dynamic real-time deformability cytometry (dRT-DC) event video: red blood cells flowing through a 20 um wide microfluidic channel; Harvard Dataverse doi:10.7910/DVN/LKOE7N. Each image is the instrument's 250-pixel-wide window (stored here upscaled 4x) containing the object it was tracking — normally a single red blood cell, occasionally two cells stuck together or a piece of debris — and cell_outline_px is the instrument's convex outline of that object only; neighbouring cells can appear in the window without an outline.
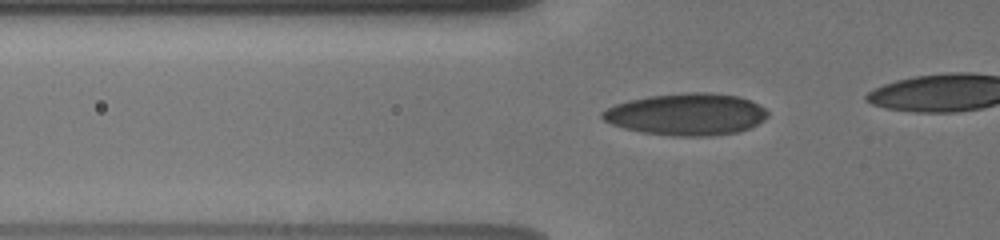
{"species": "human", "species_latin": "Homo sapiens", "temperature_condition": "cold", "stored_images_in_passage": 39, "camera_frame_rate_fps": 3000, "um_per_image_px": 0.085, "donor": {"sex": "male"}, "frame": {"image": 1, "passage_image": 13, "time_ms": 4.333, "image_size_px": [1000, 240], "cell_outline_px": [[768, 116], [764, 120], [748, 128], [736, 132], [708, 136], [672, 136], [640, 132], [624, 128], [612, 124], [604, 120], [600, 116], [600, 112], [616, 104], [628, 100], [648, 96], [684, 92], [708, 92], [740, 96], [752, 100], [764, 108], [768, 112]], "centroid_in_image_um": [58.34, 9.7], "position_along_channel_um": 67.5, "area_um2": 40.58}}
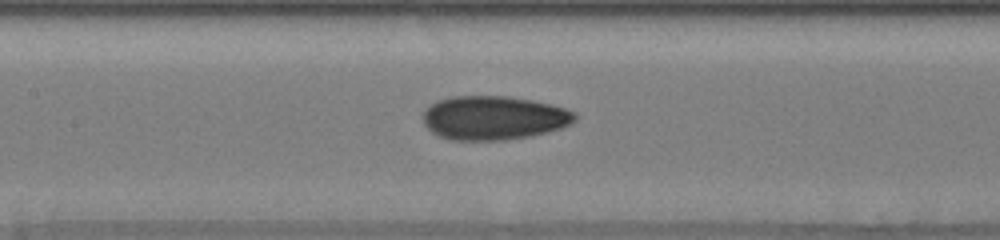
{"frame": {"image": 2, "passage_image": 21, "time_ms": 7.0, "image_size_px": [1000, 240], "cell_outline_px": [[576, 120], [572, 124], [548, 132], [532, 136], [504, 140], [452, 140], [440, 136], [432, 132], [424, 124], [424, 108], [428, 104], [436, 100], [452, 96], [508, 96], [532, 100], [552, 104], [576, 112]], "centroid_in_image_um": [41.97, 10.01], "position_along_channel_um": 165.4, "area_um2": 39.25}}
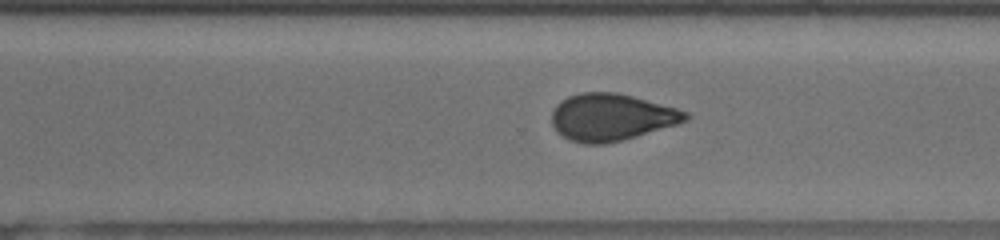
{"frame": {"image": 3, "passage_image": 33, "time_ms": 11.0, "image_size_px": [1000, 240], "cell_outline_px": [[688, 120], [676, 124], [636, 136], [604, 144], [584, 144], [568, 140], [556, 132], [552, 124], [552, 112], [556, 104], [560, 100], [568, 96], [580, 92], [616, 92], [632, 96], [676, 108], [688, 112]], "centroid_in_image_um": [51.9, 9.96], "position_along_channel_um": 318.7, "area_um2": 36.59}}